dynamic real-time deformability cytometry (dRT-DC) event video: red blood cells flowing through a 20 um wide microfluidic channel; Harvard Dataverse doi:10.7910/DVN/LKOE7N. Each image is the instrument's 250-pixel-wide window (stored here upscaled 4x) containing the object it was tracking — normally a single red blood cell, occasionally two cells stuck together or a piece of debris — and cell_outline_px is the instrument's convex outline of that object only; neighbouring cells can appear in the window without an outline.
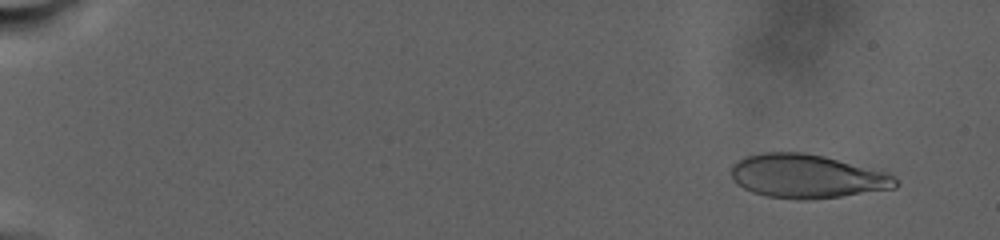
{"species": "human", "species_latin": "Homo sapiens", "temperature_condition": "warm", "stored_images_in_passage": 123, "camera_frame_rate_fps": 3000, "um_per_image_px": 0.085, "donor": {"sex": "male"}, "frame": {"image": 1, "passage_image": 8, "time_ms": 2.333, "image_size_px": [1000, 240], "cell_outline_px": [[900, 184], [896, 188], [840, 196], [808, 200], [796, 200], [768, 196], [752, 192], [736, 184], [732, 180], [732, 164], [744, 156], [760, 152], [804, 152], [884, 168]], "centroid_in_image_um": [68.65, 14.96], "position_along_channel_um": 16.4, "area_um2": 42.83}}
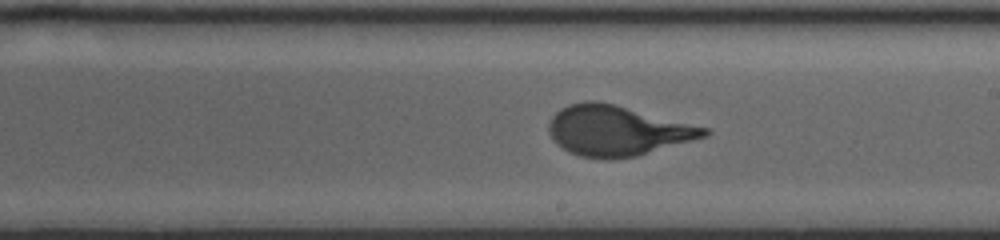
{"frame": {"image": 2, "passage_image": 71, "time_ms": 20.0, "image_size_px": [1000, 240], "cell_outline_px": [[712, 132], [708, 136], [636, 156], [608, 160], [600, 160], [580, 156], [568, 152], [548, 132], [548, 124], [552, 116], [560, 108], [568, 104], [584, 100], [596, 100], [616, 104], [708, 128]], "centroid_in_image_um": [52.46, 11.1], "position_along_channel_um": 236.5, "area_um2": 45.6}}
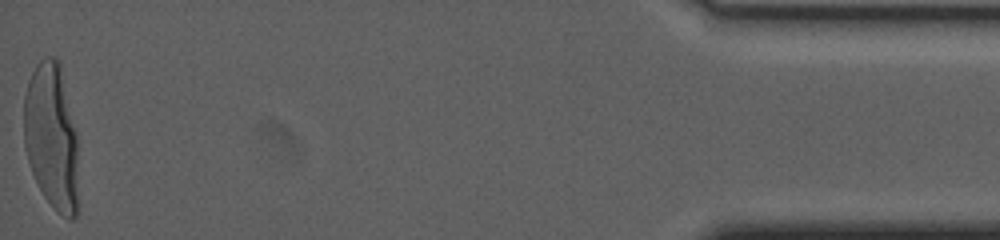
{"frame": {"image": 3, "passage_image": 122, "time_ms": 32.333, "image_size_px": [1000, 240], "cell_outline_px": [[76, 216], [72, 220], [68, 220], [56, 212], [44, 196], [32, 172], [24, 148], [24, 96], [28, 80], [36, 64], [44, 56], [52, 56], [60, 60], [76, 136]], "centroid_in_image_um": [4.35, 11.57], "position_along_channel_um": 430.8, "area_um2": 46.18}, "authors_computed_cell_mechanics": {"area_um2": 43.6968, "velocity_mm_per_s": 2.2151, "shape_relaxation_time_tau1_ms": 7.1529, "shape_relaxation_time_tau2_ms": null, "deformation_change_tau1": 0.2491, "deformation_change_tau2": null}}